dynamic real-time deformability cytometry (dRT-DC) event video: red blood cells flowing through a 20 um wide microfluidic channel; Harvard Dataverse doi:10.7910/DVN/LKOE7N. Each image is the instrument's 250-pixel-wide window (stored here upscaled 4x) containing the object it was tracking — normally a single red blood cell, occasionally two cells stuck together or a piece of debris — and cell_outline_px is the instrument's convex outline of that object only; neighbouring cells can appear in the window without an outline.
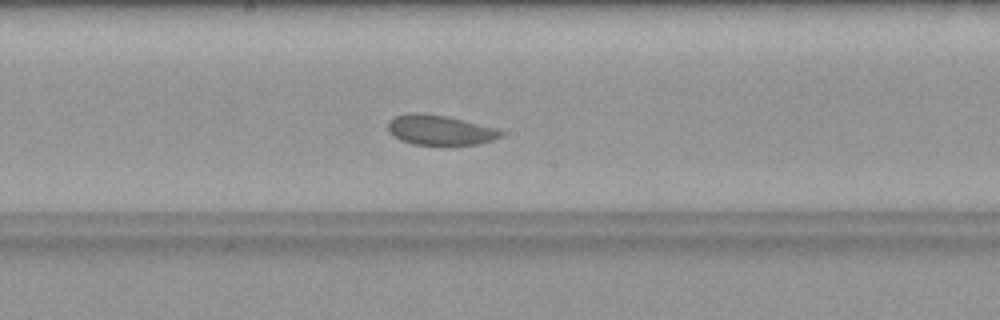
{"species": "common noctule bat (a hibernating species)", "species_latin": "Nyctalus noctula", "temperature_condition": "warm", "stored_images_in_passage": 30, "camera_frame_rate_fps": 3000, "um_per_image_px": 0.085, "animal": {"sex": "female", "body_mass_g": 19.9}, "frame": {"image": 1, "passage_image": 18, "time_ms": 5.667, "image_size_px": [1000, 320], "cell_outline_px": [[504, 136], [492, 140], [476, 144], [412, 144], [400, 140], [388, 128], [388, 120], [396, 116], [408, 112], [420, 112], [448, 116], [500, 128], [504, 132]], "centroid_in_image_um": [37.45, 11.03], "position_along_channel_um": 210.8, "area_um2": 19.83}}
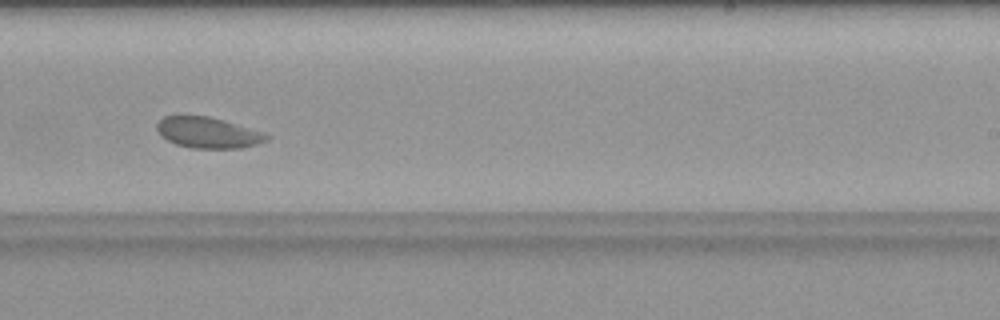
{"frame": {"image": 2, "passage_image": 22, "time_ms": 7.0, "image_size_px": [1000, 320], "cell_outline_px": [[272, 136], [268, 140], [256, 144], [240, 148], [192, 148], [176, 144], [160, 136], [156, 128], [156, 124], [164, 116], [176, 112], [184, 112], [208, 116], [224, 120], [264, 132]], "centroid_in_image_um": [17.62, 11.22], "position_along_channel_um": 271.4, "area_um2": 20.52}}